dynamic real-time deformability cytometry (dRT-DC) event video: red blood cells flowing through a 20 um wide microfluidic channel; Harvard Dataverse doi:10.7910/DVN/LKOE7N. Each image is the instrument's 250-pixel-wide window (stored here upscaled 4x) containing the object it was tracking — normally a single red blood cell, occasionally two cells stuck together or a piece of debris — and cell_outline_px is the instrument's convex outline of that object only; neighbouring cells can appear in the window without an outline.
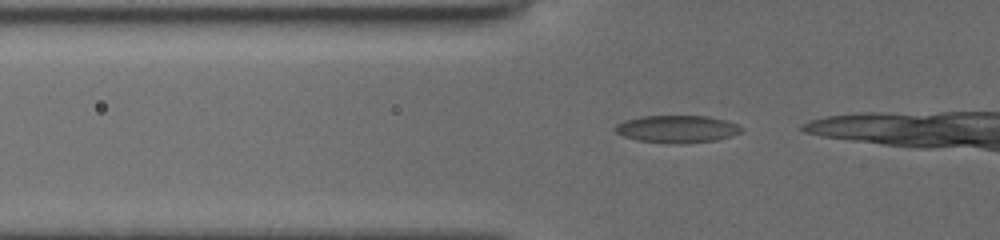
{"species": "common noctule bat (a hibernating species)", "species_latin": "Nyctalus noctula", "temperature_condition": "cold", "stored_images_in_passage": 8, "camera_frame_rate_fps": 3000, "um_per_image_px": 0.085, "animal": {"sex": "female", "body_mass_g": 19.5, "forearm_length_mm": 54.1}, "frame": {"image": 1, "passage_image": 2, "time_ms": 0.333, "image_size_px": [1000, 240], "cell_outline_px": [[744, 128], [740, 132], [732, 136], [716, 140], [684, 144], [680, 144], [636, 140], [624, 136], [616, 132], [612, 128], [616, 124], [624, 120], [640, 116], [708, 116], [724, 120], [736, 124]], "centroid_in_image_um": [57.52, 10.97], "position_along_channel_um": 68.3, "area_um2": 20.23}}
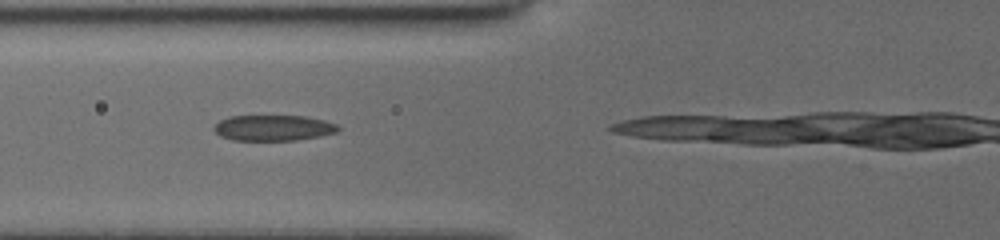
{"frame": {"image": 2, "passage_image": 5, "time_ms": 1.333, "image_size_px": [1000, 240], "cell_outline_px": [[340, 128], [336, 132], [320, 136], [296, 140], [232, 140], [220, 136], [212, 128], [220, 120], [228, 116], [304, 116], [324, 120], [336, 124]], "centroid_in_image_um": [23.21, 10.87], "position_along_channel_um": 102.6, "area_um2": 18.55}}